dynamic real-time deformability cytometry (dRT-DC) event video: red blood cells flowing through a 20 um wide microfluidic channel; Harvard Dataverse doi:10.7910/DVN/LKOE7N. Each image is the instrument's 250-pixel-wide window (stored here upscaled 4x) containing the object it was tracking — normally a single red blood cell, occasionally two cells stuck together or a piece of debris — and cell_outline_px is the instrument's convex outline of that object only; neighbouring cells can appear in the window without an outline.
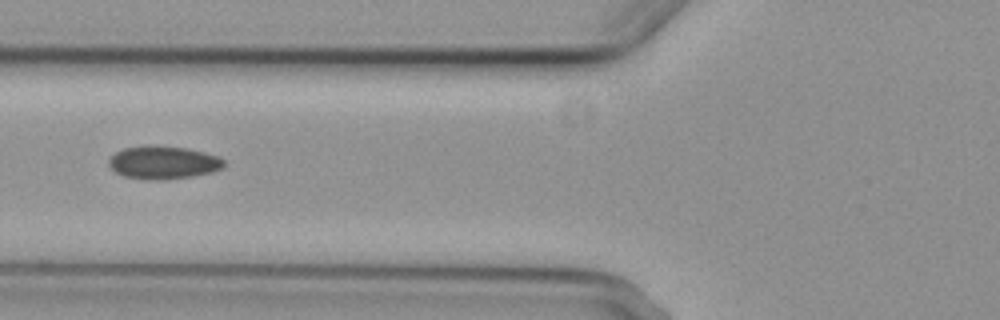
{"species": "common noctule bat (a hibernating species)", "species_latin": "Nyctalus noctula", "temperature_condition": "cold", "stored_images_in_passage": 9, "camera_frame_rate_fps": 3000, "um_per_image_px": 0.085, "animal": {"sex": "female", "body_mass_g": 29.2, "forearm_length_mm": 56.3}, "frame": {"image": 1, "passage_image": 6, "time_ms": 6.667, "image_size_px": [1000, 320], "cell_outline_px": [[224, 168], [212, 172], [192, 176], [164, 180], [148, 180], [124, 176], [116, 172], [108, 164], [108, 160], [116, 152], [124, 148], [148, 144], [184, 148], [204, 152], [220, 156], [224, 160]], "centroid_in_image_um": [13.89, 13.81], "position_along_channel_um": 111.9, "area_um2": 22.31}}
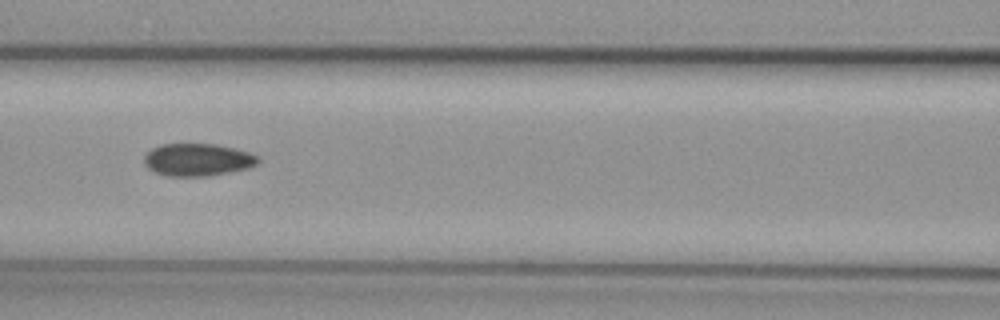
{"frame": {"image": 2, "passage_image": 7, "time_ms": 7.667, "image_size_px": [1000, 320], "cell_outline_px": [[260, 160], [256, 164], [248, 168], [208, 176], [168, 176], [156, 172], [148, 168], [144, 164], [144, 156], [152, 148], [160, 144], [216, 144], [248, 152], [256, 156]], "centroid_in_image_um": [16.76, 13.58], "position_along_channel_um": 149.8, "area_um2": 21.39}}
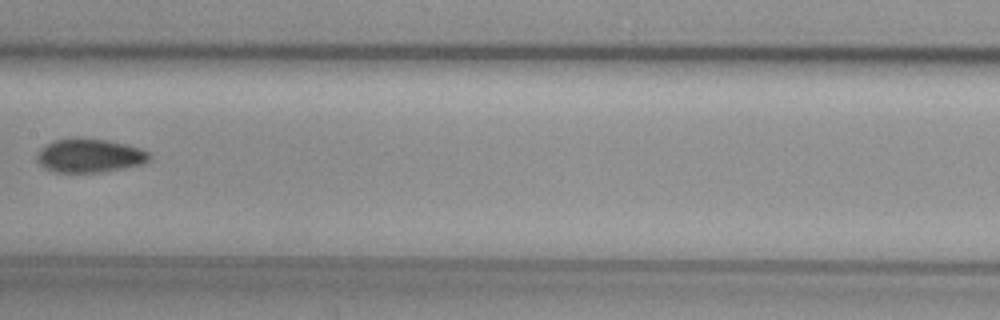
{"frame": {"image": 3, "passage_image": 8, "time_ms": 9.0, "image_size_px": [1000, 320], "cell_outline_px": [[152, 160], [140, 164], [124, 168], [104, 172], [56, 172], [44, 168], [36, 160], [36, 156], [40, 148], [56, 140], [72, 136], [80, 136], [108, 140], [140, 148], [148, 152], [152, 156]], "centroid_in_image_um": [7.61, 13.21], "position_along_channel_um": 199.8, "area_um2": 22.48}}